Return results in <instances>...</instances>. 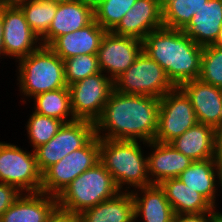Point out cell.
<instances>
[{"mask_svg": "<svg viewBox=\"0 0 222 222\" xmlns=\"http://www.w3.org/2000/svg\"><path fill=\"white\" fill-rule=\"evenodd\" d=\"M3 19H2V7L0 8V57L5 56L4 45H3Z\"/></svg>", "mask_w": 222, "mask_h": 222, "instance_id": "8d00e7d4", "label": "cell"}, {"mask_svg": "<svg viewBox=\"0 0 222 222\" xmlns=\"http://www.w3.org/2000/svg\"><path fill=\"white\" fill-rule=\"evenodd\" d=\"M159 185L175 215L208 212L213 207L202 194L187 187L177 178L165 179Z\"/></svg>", "mask_w": 222, "mask_h": 222, "instance_id": "cb8c5ba5", "label": "cell"}, {"mask_svg": "<svg viewBox=\"0 0 222 222\" xmlns=\"http://www.w3.org/2000/svg\"><path fill=\"white\" fill-rule=\"evenodd\" d=\"M217 162V181L218 184L221 186V192H222V158L216 159Z\"/></svg>", "mask_w": 222, "mask_h": 222, "instance_id": "f35d334b", "label": "cell"}, {"mask_svg": "<svg viewBox=\"0 0 222 222\" xmlns=\"http://www.w3.org/2000/svg\"><path fill=\"white\" fill-rule=\"evenodd\" d=\"M95 135V124L91 121L77 119L64 123L49 142L34 150L40 173L43 174L68 154L84 147Z\"/></svg>", "mask_w": 222, "mask_h": 222, "instance_id": "9c48e42d", "label": "cell"}, {"mask_svg": "<svg viewBox=\"0 0 222 222\" xmlns=\"http://www.w3.org/2000/svg\"><path fill=\"white\" fill-rule=\"evenodd\" d=\"M162 27V3L159 0H137L112 32L143 41L151 31Z\"/></svg>", "mask_w": 222, "mask_h": 222, "instance_id": "5bb4252c", "label": "cell"}, {"mask_svg": "<svg viewBox=\"0 0 222 222\" xmlns=\"http://www.w3.org/2000/svg\"><path fill=\"white\" fill-rule=\"evenodd\" d=\"M217 162L216 159L193 161L177 179L184 185L202 194L213 206L217 193Z\"/></svg>", "mask_w": 222, "mask_h": 222, "instance_id": "d4e9b609", "label": "cell"}, {"mask_svg": "<svg viewBox=\"0 0 222 222\" xmlns=\"http://www.w3.org/2000/svg\"><path fill=\"white\" fill-rule=\"evenodd\" d=\"M0 182L14 186L21 193L41 192L42 174L34 151L30 153L17 145L0 142Z\"/></svg>", "mask_w": 222, "mask_h": 222, "instance_id": "52a82bcc", "label": "cell"}, {"mask_svg": "<svg viewBox=\"0 0 222 222\" xmlns=\"http://www.w3.org/2000/svg\"><path fill=\"white\" fill-rule=\"evenodd\" d=\"M17 62L18 87L25 97L31 98L48 91L68 88L64 60L49 46L41 45Z\"/></svg>", "mask_w": 222, "mask_h": 222, "instance_id": "277c9868", "label": "cell"}, {"mask_svg": "<svg viewBox=\"0 0 222 222\" xmlns=\"http://www.w3.org/2000/svg\"><path fill=\"white\" fill-rule=\"evenodd\" d=\"M179 88L192 103L198 123L214 128L222 125V89L194 79L185 82Z\"/></svg>", "mask_w": 222, "mask_h": 222, "instance_id": "9a60e30c", "label": "cell"}, {"mask_svg": "<svg viewBox=\"0 0 222 222\" xmlns=\"http://www.w3.org/2000/svg\"><path fill=\"white\" fill-rule=\"evenodd\" d=\"M19 1L21 0H5L6 4H16Z\"/></svg>", "mask_w": 222, "mask_h": 222, "instance_id": "7bdbcfd3", "label": "cell"}, {"mask_svg": "<svg viewBox=\"0 0 222 222\" xmlns=\"http://www.w3.org/2000/svg\"><path fill=\"white\" fill-rule=\"evenodd\" d=\"M2 19L5 57H14L18 61L42 45L16 4L2 6Z\"/></svg>", "mask_w": 222, "mask_h": 222, "instance_id": "4fadbf2b", "label": "cell"}, {"mask_svg": "<svg viewBox=\"0 0 222 222\" xmlns=\"http://www.w3.org/2000/svg\"><path fill=\"white\" fill-rule=\"evenodd\" d=\"M137 189L131 190L134 204V221L140 216L144 222L173 221L175 214L159 184H151Z\"/></svg>", "mask_w": 222, "mask_h": 222, "instance_id": "d6986e66", "label": "cell"}, {"mask_svg": "<svg viewBox=\"0 0 222 222\" xmlns=\"http://www.w3.org/2000/svg\"><path fill=\"white\" fill-rule=\"evenodd\" d=\"M216 205L211 209V222H222V213L215 211Z\"/></svg>", "mask_w": 222, "mask_h": 222, "instance_id": "74e56055", "label": "cell"}, {"mask_svg": "<svg viewBox=\"0 0 222 222\" xmlns=\"http://www.w3.org/2000/svg\"><path fill=\"white\" fill-rule=\"evenodd\" d=\"M208 0H166L162 4L163 27L183 30Z\"/></svg>", "mask_w": 222, "mask_h": 222, "instance_id": "83f0119b", "label": "cell"}, {"mask_svg": "<svg viewBox=\"0 0 222 222\" xmlns=\"http://www.w3.org/2000/svg\"><path fill=\"white\" fill-rule=\"evenodd\" d=\"M216 159L222 158V125L215 128Z\"/></svg>", "mask_w": 222, "mask_h": 222, "instance_id": "d590c367", "label": "cell"}, {"mask_svg": "<svg viewBox=\"0 0 222 222\" xmlns=\"http://www.w3.org/2000/svg\"><path fill=\"white\" fill-rule=\"evenodd\" d=\"M100 139L68 154L42 174L41 192L57 197L73 180L99 162Z\"/></svg>", "mask_w": 222, "mask_h": 222, "instance_id": "ba28073f", "label": "cell"}, {"mask_svg": "<svg viewBox=\"0 0 222 222\" xmlns=\"http://www.w3.org/2000/svg\"><path fill=\"white\" fill-rule=\"evenodd\" d=\"M21 194L14 186L0 182V217Z\"/></svg>", "mask_w": 222, "mask_h": 222, "instance_id": "d6a6232c", "label": "cell"}, {"mask_svg": "<svg viewBox=\"0 0 222 222\" xmlns=\"http://www.w3.org/2000/svg\"><path fill=\"white\" fill-rule=\"evenodd\" d=\"M141 52V40L107 31L97 52L100 70L114 81L134 63Z\"/></svg>", "mask_w": 222, "mask_h": 222, "instance_id": "7c38bea8", "label": "cell"}, {"mask_svg": "<svg viewBox=\"0 0 222 222\" xmlns=\"http://www.w3.org/2000/svg\"><path fill=\"white\" fill-rule=\"evenodd\" d=\"M5 5H6L5 0H0V8H1L2 6H5Z\"/></svg>", "mask_w": 222, "mask_h": 222, "instance_id": "ee69618b", "label": "cell"}, {"mask_svg": "<svg viewBox=\"0 0 222 222\" xmlns=\"http://www.w3.org/2000/svg\"><path fill=\"white\" fill-rule=\"evenodd\" d=\"M175 222H211V211L203 213L177 214L174 215Z\"/></svg>", "mask_w": 222, "mask_h": 222, "instance_id": "e575fe53", "label": "cell"}, {"mask_svg": "<svg viewBox=\"0 0 222 222\" xmlns=\"http://www.w3.org/2000/svg\"><path fill=\"white\" fill-rule=\"evenodd\" d=\"M33 98L35 102L34 112L59 119L64 123L77 120L74 117L71 108L70 93L68 88L48 91L38 94Z\"/></svg>", "mask_w": 222, "mask_h": 222, "instance_id": "484cf974", "label": "cell"}, {"mask_svg": "<svg viewBox=\"0 0 222 222\" xmlns=\"http://www.w3.org/2000/svg\"><path fill=\"white\" fill-rule=\"evenodd\" d=\"M198 123L192 103L179 88L160 98L158 128L154 141L170 143Z\"/></svg>", "mask_w": 222, "mask_h": 222, "instance_id": "30bf717a", "label": "cell"}, {"mask_svg": "<svg viewBox=\"0 0 222 222\" xmlns=\"http://www.w3.org/2000/svg\"><path fill=\"white\" fill-rule=\"evenodd\" d=\"M199 79L222 89V48L214 45L203 47Z\"/></svg>", "mask_w": 222, "mask_h": 222, "instance_id": "4dcf8cb0", "label": "cell"}, {"mask_svg": "<svg viewBox=\"0 0 222 222\" xmlns=\"http://www.w3.org/2000/svg\"><path fill=\"white\" fill-rule=\"evenodd\" d=\"M93 20L94 10L79 0L57 4L55 17L41 43L49 46L57 37L80 30Z\"/></svg>", "mask_w": 222, "mask_h": 222, "instance_id": "ffe728a7", "label": "cell"}, {"mask_svg": "<svg viewBox=\"0 0 222 222\" xmlns=\"http://www.w3.org/2000/svg\"><path fill=\"white\" fill-rule=\"evenodd\" d=\"M212 45L222 48V27L220 28L218 36H217V38L215 39V42Z\"/></svg>", "mask_w": 222, "mask_h": 222, "instance_id": "60d3db41", "label": "cell"}, {"mask_svg": "<svg viewBox=\"0 0 222 222\" xmlns=\"http://www.w3.org/2000/svg\"><path fill=\"white\" fill-rule=\"evenodd\" d=\"M67 86L101 72L97 54H83L64 60Z\"/></svg>", "mask_w": 222, "mask_h": 222, "instance_id": "1f68e13d", "label": "cell"}, {"mask_svg": "<svg viewBox=\"0 0 222 222\" xmlns=\"http://www.w3.org/2000/svg\"><path fill=\"white\" fill-rule=\"evenodd\" d=\"M202 50L182 30L166 27L151 31L142 41V51L164 69L175 87L199 78Z\"/></svg>", "mask_w": 222, "mask_h": 222, "instance_id": "7a4b0ae2", "label": "cell"}, {"mask_svg": "<svg viewBox=\"0 0 222 222\" xmlns=\"http://www.w3.org/2000/svg\"><path fill=\"white\" fill-rule=\"evenodd\" d=\"M119 192L112 175L98 162L80 174L56 197L57 206L79 215L83 210L109 200Z\"/></svg>", "mask_w": 222, "mask_h": 222, "instance_id": "5b68a950", "label": "cell"}, {"mask_svg": "<svg viewBox=\"0 0 222 222\" xmlns=\"http://www.w3.org/2000/svg\"><path fill=\"white\" fill-rule=\"evenodd\" d=\"M162 4L166 1V0H159Z\"/></svg>", "mask_w": 222, "mask_h": 222, "instance_id": "f6af8a7d", "label": "cell"}, {"mask_svg": "<svg viewBox=\"0 0 222 222\" xmlns=\"http://www.w3.org/2000/svg\"><path fill=\"white\" fill-rule=\"evenodd\" d=\"M222 27V0H208L182 30L197 45H212Z\"/></svg>", "mask_w": 222, "mask_h": 222, "instance_id": "7402d4cb", "label": "cell"}, {"mask_svg": "<svg viewBox=\"0 0 222 222\" xmlns=\"http://www.w3.org/2000/svg\"><path fill=\"white\" fill-rule=\"evenodd\" d=\"M86 6L91 7L93 10L98 7L104 0H79Z\"/></svg>", "mask_w": 222, "mask_h": 222, "instance_id": "ab89813d", "label": "cell"}, {"mask_svg": "<svg viewBox=\"0 0 222 222\" xmlns=\"http://www.w3.org/2000/svg\"><path fill=\"white\" fill-rule=\"evenodd\" d=\"M79 222H135L134 204L130 191H121L115 197L83 210Z\"/></svg>", "mask_w": 222, "mask_h": 222, "instance_id": "603a6c76", "label": "cell"}, {"mask_svg": "<svg viewBox=\"0 0 222 222\" xmlns=\"http://www.w3.org/2000/svg\"><path fill=\"white\" fill-rule=\"evenodd\" d=\"M57 207V198L43 192L22 193L2 214L0 222H45Z\"/></svg>", "mask_w": 222, "mask_h": 222, "instance_id": "ac0fdd59", "label": "cell"}, {"mask_svg": "<svg viewBox=\"0 0 222 222\" xmlns=\"http://www.w3.org/2000/svg\"><path fill=\"white\" fill-rule=\"evenodd\" d=\"M137 0H104L94 9V20L106 31H112Z\"/></svg>", "mask_w": 222, "mask_h": 222, "instance_id": "f546056e", "label": "cell"}, {"mask_svg": "<svg viewBox=\"0 0 222 222\" xmlns=\"http://www.w3.org/2000/svg\"><path fill=\"white\" fill-rule=\"evenodd\" d=\"M106 32L93 20L80 30L57 37L49 47L62 60L83 54H97Z\"/></svg>", "mask_w": 222, "mask_h": 222, "instance_id": "e0dca14e", "label": "cell"}, {"mask_svg": "<svg viewBox=\"0 0 222 222\" xmlns=\"http://www.w3.org/2000/svg\"><path fill=\"white\" fill-rule=\"evenodd\" d=\"M29 117L26 130L33 151L37 147L49 142L64 124V122L59 119L41 115L34 111Z\"/></svg>", "mask_w": 222, "mask_h": 222, "instance_id": "f1b7e54d", "label": "cell"}, {"mask_svg": "<svg viewBox=\"0 0 222 222\" xmlns=\"http://www.w3.org/2000/svg\"><path fill=\"white\" fill-rule=\"evenodd\" d=\"M53 2L60 4V3H70V2H75L78 0H52Z\"/></svg>", "mask_w": 222, "mask_h": 222, "instance_id": "b9f144b4", "label": "cell"}, {"mask_svg": "<svg viewBox=\"0 0 222 222\" xmlns=\"http://www.w3.org/2000/svg\"><path fill=\"white\" fill-rule=\"evenodd\" d=\"M68 89L74 117L95 123L114 89V83L107 74L98 72L69 85Z\"/></svg>", "mask_w": 222, "mask_h": 222, "instance_id": "8fae6325", "label": "cell"}, {"mask_svg": "<svg viewBox=\"0 0 222 222\" xmlns=\"http://www.w3.org/2000/svg\"><path fill=\"white\" fill-rule=\"evenodd\" d=\"M192 161L216 159L215 128L197 123L169 143Z\"/></svg>", "mask_w": 222, "mask_h": 222, "instance_id": "44dd1931", "label": "cell"}, {"mask_svg": "<svg viewBox=\"0 0 222 222\" xmlns=\"http://www.w3.org/2000/svg\"><path fill=\"white\" fill-rule=\"evenodd\" d=\"M159 107V98L113 89L94 123L95 134L99 139L139 140L143 145L152 142L157 133Z\"/></svg>", "mask_w": 222, "mask_h": 222, "instance_id": "6da1fadb", "label": "cell"}, {"mask_svg": "<svg viewBox=\"0 0 222 222\" xmlns=\"http://www.w3.org/2000/svg\"><path fill=\"white\" fill-rule=\"evenodd\" d=\"M141 142L100 139L99 162L112 175L120 191H129L130 186L137 189L151 185ZM125 185L128 189H123Z\"/></svg>", "mask_w": 222, "mask_h": 222, "instance_id": "3957f363", "label": "cell"}, {"mask_svg": "<svg viewBox=\"0 0 222 222\" xmlns=\"http://www.w3.org/2000/svg\"><path fill=\"white\" fill-rule=\"evenodd\" d=\"M113 83L114 90L120 93L146 95L159 99L175 88L164 69L143 51Z\"/></svg>", "mask_w": 222, "mask_h": 222, "instance_id": "8992f818", "label": "cell"}, {"mask_svg": "<svg viewBox=\"0 0 222 222\" xmlns=\"http://www.w3.org/2000/svg\"><path fill=\"white\" fill-rule=\"evenodd\" d=\"M25 16L32 31L41 40L49 30L57 11V3L52 0H21L16 3Z\"/></svg>", "mask_w": 222, "mask_h": 222, "instance_id": "4316f807", "label": "cell"}, {"mask_svg": "<svg viewBox=\"0 0 222 222\" xmlns=\"http://www.w3.org/2000/svg\"><path fill=\"white\" fill-rule=\"evenodd\" d=\"M152 153L147 155L148 176L151 184H160L163 180L177 178L191 164L192 160L172 147L169 143L152 141L146 144Z\"/></svg>", "mask_w": 222, "mask_h": 222, "instance_id": "2e32d148", "label": "cell"}, {"mask_svg": "<svg viewBox=\"0 0 222 222\" xmlns=\"http://www.w3.org/2000/svg\"><path fill=\"white\" fill-rule=\"evenodd\" d=\"M45 222H79V216L57 206Z\"/></svg>", "mask_w": 222, "mask_h": 222, "instance_id": "836d02e7", "label": "cell"}]
</instances>
